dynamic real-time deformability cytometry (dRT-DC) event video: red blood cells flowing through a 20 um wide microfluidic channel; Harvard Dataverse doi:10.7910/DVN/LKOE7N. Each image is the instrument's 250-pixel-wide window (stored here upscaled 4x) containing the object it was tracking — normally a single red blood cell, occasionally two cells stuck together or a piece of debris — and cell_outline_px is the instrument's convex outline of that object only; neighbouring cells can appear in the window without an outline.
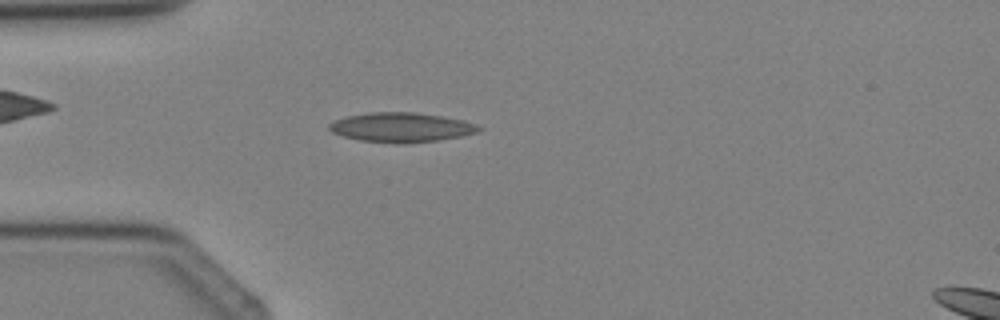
{"species": "Egyptian fruit bat (a non-hibernating species)", "species_latin": "Rousettus aegyptiacus", "temperature_condition": "cold", "stored_images_in_passage": 1, "camera_frame_rate_fps": 3000, "um_per_image_px": 0.085, "animal": {"sex": "female"}, "frame": {"image": 1, "passage_image": 1, "time_ms": 0.0, "image_size_px": [1000, 320], "cell_outline_px": [[484, 128], [480, 132], [464, 136], [436, 140], [400, 144], [396, 144], [360, 140], [344, 136], [332, 132], [328, 128], [328, 124], [336, 120], [348, 116], [368, 112], [416, 112], [464, 120], [476, 124]], "centroid_in_image_um": [34.15, 10.82], "position_along_channel_um": 50.8, "area_um2": 25.84}}